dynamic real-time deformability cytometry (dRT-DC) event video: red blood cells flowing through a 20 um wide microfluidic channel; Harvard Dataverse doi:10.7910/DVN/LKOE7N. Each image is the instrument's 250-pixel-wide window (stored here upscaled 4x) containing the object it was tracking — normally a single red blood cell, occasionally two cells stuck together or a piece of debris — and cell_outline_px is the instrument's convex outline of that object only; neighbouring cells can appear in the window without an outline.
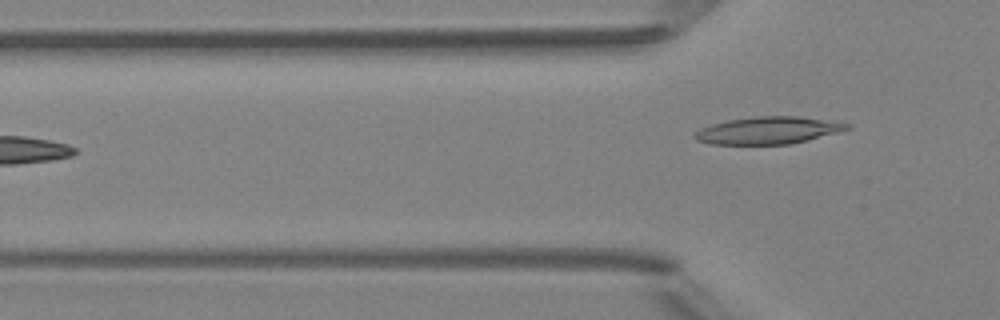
{"species": "Egyptian fruit bat (a non-hibernating species)", "species_latin": "Rousettus aegyptiacus", "temperature_condition": "room temperature", "stored_images_in_passage": 6, "camera_frame_rate_fps": 3000, "um_per_image_px": 0.085, "animal": {"sex": "female"}, "frame": {"image": 1, "passage_image": 6, "time_ms": 6.667, "image_size_px": [1000, 320], "cell_outline_px": [[852, 124], [848, 128], [836, 132], [788, 144], [708, 144], [696, 140], [692, 136], [700, 128], [712, 124], [728, 120], [756, 116], [796, 116]], "centroid_in_image_um": [65.19, 11.08], "position_along_channel_um": 60.6, "area_um2": 23.7}}